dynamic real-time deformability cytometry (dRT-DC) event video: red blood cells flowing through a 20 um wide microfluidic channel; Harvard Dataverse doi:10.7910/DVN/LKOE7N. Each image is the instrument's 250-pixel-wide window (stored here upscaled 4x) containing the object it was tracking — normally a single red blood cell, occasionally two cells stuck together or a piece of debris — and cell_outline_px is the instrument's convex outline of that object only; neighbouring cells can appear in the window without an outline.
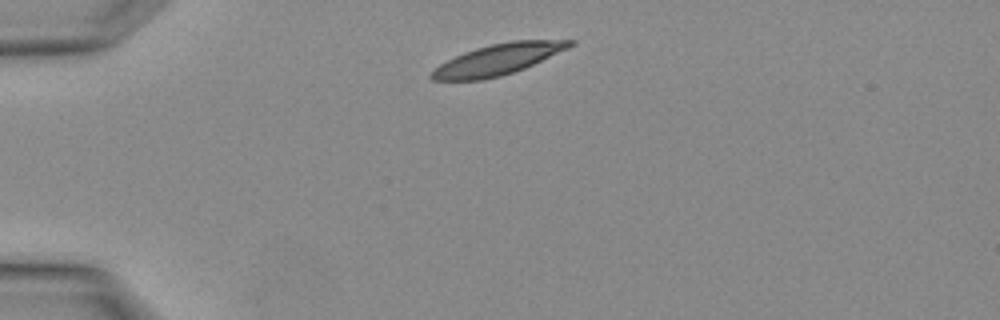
{"species": "Egyptian fruit bat (a non-hibernating species)", "species_latin": "Rousettus aegyptiacus", "temperature_condition": "warm", "stored_images_in_passage": 2, "camera_frame_rate_fps": 3000, "um_per_image_px": 0.085, "animal": {"sex": "female"}, "frame": {"image": 1, "passage_image": 1, "time_ms": 0.0, "image_size_px": [1000, 320], "cell_outline_px": [[576, 44], [568, 48], [524, 68], [500, 76], [484, 80], [432, 80], [428, 76], [440, 64], [464, 52], [476, 48], [492, 44], [512, 40], [576, 40]], "centroid_in_image_um": [42.33, 5.05], "position_along_channel_um": 42.7, "area_um2": 24.57}}